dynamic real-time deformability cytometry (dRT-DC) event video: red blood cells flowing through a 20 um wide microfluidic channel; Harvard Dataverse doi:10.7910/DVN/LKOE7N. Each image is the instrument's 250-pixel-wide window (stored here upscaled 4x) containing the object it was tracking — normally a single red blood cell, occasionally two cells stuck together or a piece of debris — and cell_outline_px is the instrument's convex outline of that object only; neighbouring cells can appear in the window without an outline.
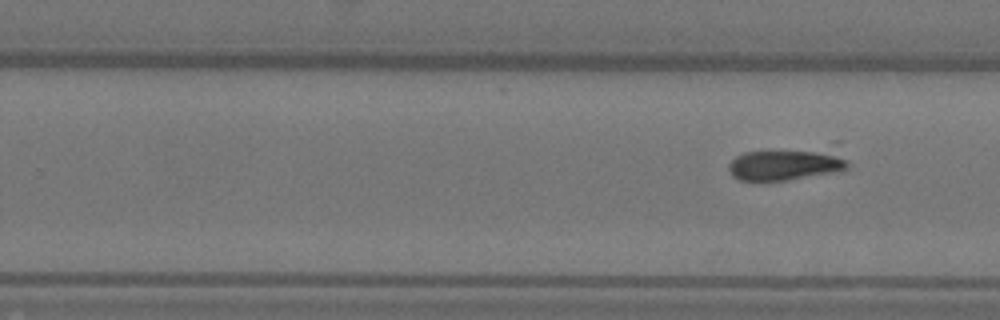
{"species": "Egyptian fruit bat (a non-hibernating species)", "species_latin": "Rousettus aegyptiacus", "temperature_condition": "warm", "stored_images_in_passage": 10, "segment_of_instrument_passage": [2, 2], "camera_frame_rate_fps": 3000, "um_per_image_px": 0.085, "animal": {"sex": "female"}, "frame": {"image": 1, "passage_image": 10, "time_ms": 3.0, "image_size_px": [1000, 320], "cell_outline_px": [[848, 168], [788, 180], [740, 180], [732, 176], [728, 168], [728, 164], [736, 156], [744, 152], [832, 152], [844, 160], [848, 164]], "centroid_in_image_um": [66.61, 14.04], "position_along_channel_um": 263.2, "area_um2": 20.11}}